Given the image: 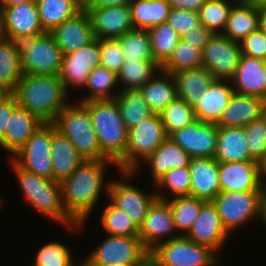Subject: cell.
Masks as SVG:
<instances>
[{"label":"cell","instance_id":"60","mask_svg":"<svg viewBox=\"0 0 266 266\" xmlns=\"http://www.w3.org/2000/svg\"><path fill=\"white\" fill-rule=\"evenodd\" d=\"M82 9H86L93 0H74Z\"/></svg>","mask_w":266,"mask_h":266},{"label":"cell","instance_id":"7","mask_svg":"<svg viewBox=\"0 0 266 266\" xmlns=\"http://www.w3.org/2000/svg\"><path fill=\"white\" fill-rule=\"evenodd\" d=\"M168 138L159 114L154 113L128 131L125 150V171L118 170L127 178H134L142 163Z\"/></svg>","mask_w":266,"mask_h":266},{"label":"cell","instance_id":"35","mask_svg":"<svg viewBox=\"0 0 266 266\" xmlns=\"http://www.w3.org/2000/svg\"><path fill=\"white\" fill-rule=\"evenodd\" d=\"M114 99L119 106L121 117L128 130L154 114L144 100L140 89L120 90Z\"/></svg>","mask_w":266,"mask_h":266},{"label":"cell","instance_id":"57","mask_svg":"<svg viewBox=\"0 0 266 266\" xmlns=\"http://www.w3.org/2000/svg\"><path fill=\"white\" fill-rule=\"evenodd\" d=\"M260 222L266 227V185H264L263 187V193L261 199Z\"/></svg>","mask_w":266,"mask_h":266},{"label":"cell","instance_id":"46","mask_svg":"<svg viewBox=\"0 0 266 266\" xmlns=\"http://www.w3.org/2000/svg\"><path fill=\"white\" fill-rule=\"evenodd\" d=\"M250 157L261 163L266 157V116L244 126Z\"/></svg>","mask_w":266,"mask_h":266},{"label":"cell","instance_id":"55","mask_svg":"<svg viewBox=\"0 0 266 266\" xmlns=\"http://www.w3.org/2000/svg\"><path fill=\"white\" fill-rule=\"evenodd\" d=\"M132 0H93L87 8H104L128 5Z\"/></svg>","mask_w":266,"mask_h":266},{"label":"cell","instance_id":"42","mask_svg":"<svg viewBox=\"0 0 266 266\" xmlns=\"http://www.w3.org/2000/svg\"><path fill=\"white\" fill-rule=\"evenodd\" d=\"M101 224L103 229L112 236H138L139 228L131 217L122 209L116 207L110 200L105 207Z\"/></svg>","mask_w":266,"mask_h":266},{"label":"cell","instance_id":"33","mask_svg":"<svg viewBox=\"0 0 266 266\" xmlns=\"http://www.w3.org/2000/svg\"><path fill=\"white\" fill-rule=\"evenodd\" d=\"M129 6L134 28L144 30L165 23L171 11L167 0H132Z\"/></svg>","mask_w":266,"mask_h":266},{"label":"cell","instance_id":"22","mask_svg":"<svg viewBox=\"0 0 266 266\" xmlns=\"http://www.w3.org/2000/svg\"><path fill=\"white\" fill-rule=\"evenodd\" d=\"M190 196L212 201L220 192L219 162L214 158L190 159Z\"/></svg>","mask_w":266,"mask_h":266},{"label":"cell","instance_id":"39","mask_svg":"<svg viewBox=\"0 0 266 266\" xmlns=\"http://www.w3.org/2000/svg\"><path fill=\"white\" fill-rule=\"evenodd\" d=\"M117 39L125 61H155L148 30L134 28Z\"/></svg>","mask_w":266,"mask_h":266},{"label":"cell","instance_id":"48","mask_svg":"<svg viewBox=\"0 0 266 266\" xmlns=\"http://www.w3.org/2000/svg\"><path fill=\"white\" fill-rule=\"evenodd\" d=\"M32 266H76L71 251L59 242L42 246Z\"/></svg>","mask_w":266,"mask_h":266},{"label":"cell","instance_id":"21","mask_svg":"<svg viewBox=\"0 0 266 266\" xmlns=\"http://www.w3.org/2000/svg\"><path fill=\"white\" fill-rule=\"evenodd\" d=\"M3 16L5 38L13 39L22 35H41V26L36 1L21 3L11 7H0Z\"/></svg>","mask_w":266,"mask_h":266},{"label":"cell","instance_id":"9","mask_svg":"<svg viewBox=\"0 0 266 266\" xmlns=\"http://www.w3.org/2000/svg\"><path fill=\"white\" fill-rule=\"evenodd\" d=\"M149 254L139 236L108 235L81 264L83 266L149 265Z\"/></svg>","mask_w":266,"mask_h":266},{"label":"cell","instance_id":"59","mask_svg":"<svg viewBox=\"0 0 266 266\" xmlns=\"http://www.w3.org/2000/svg\"><path fill=\"white\" fill-rule=\"evenodd\" d=\"M260 168H261V179H262V183H263V185H266V181H265L266 180V157L260 163ZM263 177H265V178H263Z\"/></svg>","mask_w":266,"mask_h":266},{"label":"cell","instance_id":"63","mask_svg":"<svg viewBox=\"0 0 266 266\" xmlns=\"http://www.w3.org/2000/svg\"><path fill=\"white\" fill-rule=\"evenodd\" d=\"M114 266H148V265H125V264H115Z\"/></svg>","mask_w":266,"mask_h":266},{"label":"cell","instance_id":"8","mask_svg":"<svg viewBox=\"0 0 266 266\" xmlns=\"http://www.w3.org/2000/svg\"><path fill=\"white\" fill-rule=\"evenodd\" d=\"M216 252L180 235L158 244L149 254L150 266H216Z\"/></svg>","mask_w":266,"mask_h":266},{"label":"cell","instance_id":"37","mask_svg":"<svg viewBox=\"0 0 266 266\" xmlns=\"http://www.w3.org/2000/svg\"><path fill=\"white\" fill-rule=\"evenodd\" d=\"M23 76L21 58L11 39L0 42V86L8 93H13Z\"/></svg>","mask_w":266,"mask_h":266},{"label":"cell","instance_id":"12","mask_svg":"<svg viewBox=\"0 0 266 266\" xmlns=\"http://www.w3.org/2000/svg\"><path fill=\"white\" fill-rule=\"evenodd\" d=\"M240 43L222 34H214L202 49V66L214 79L231 80L241 57Z\"/></svg>","mask_w":266,"mask_h":266},{"label":"cell","instance_id":"62","mask_svg":"<svg viewBox=\"0 0 266 266\" xmlns=\"http://www.w3.org/2000/svg\"><path fill=\"white\" fill-rule=\"evenodd\" d=\"M9 93L3 88L0 86V101L6 97Z\"/></svg>","mask_w":266,"mask_h":266},{"label":"cell","instance_id":"14","mask_svg":"<svg viewBox=\"0 0 266 266\" xmlns=\"http://www.w3.org/2000/svg\"><path fill=\"white\" fill-rule=\"evenodd\" d=\"M173 232H176V228L170 205L166 200L157 198L149 207L143 224L139 227V239L150 252L158 244L180 236L179 233Z\"/></svg>","mask_w":266,"mask_h":266},{"label":"cell","instance_id":"26","mask_svg":"<svg viewBox=\"0 0 266 266\" xmlns=\"http://www.w3.org/2000/svg\"><path fill=\"white\" fill-rule=\"evenodd\" d=\"M234 92L231 80L214 79L194 108L196 120L216 124Z\"/></svg>","mask_w":266,"mask_h":266},{"label":"cell","instance_id":"34","mask_svg":"<svg viewBox=\"0 0 266 266\" xmlns=\"http://www.w3.org/2000/svg\"><path fill=\"white\" fill-rule=\"evenodd\" d=\"M155 193L158 199L166 200L169 203L176 231L179 232V235L185 236L198 218L201 207L206 201L192 196L174 197L171 200L160 190Z\"/></svg>","mask_w":266,"mask_h":266},{"label":"cell","instance_id":"11","mask_svg":"<svg viewBox=\"0 0 266 266\" xmlns=\"http://www.w3.org/2000/svg\"><path fill=\"white\" fill-rule=\"evenodd\" d=\"M12 156V160L26 171L53 180L51 123L42 124Z\"/></svg>","mask_w":266,"mask_h":266},{"label":"cell","instance_id":"51","mask_svg":"<svg viewBox=\"0 0 266 266\" xmlns=\"http://www.w3.org/2000/svg\"><path fill=\"white\" fill-rule=\"evenodd\" d=\"M239 43L243 55L266 61V36L260 29L250 33Z\"/></svg>","mask_w":266,"mask_h":266},{"label":"cell","instance_id":"38","mask_svg":"<svg viewBox=\"0 0 266 266\" xmlns=\"http://www.w3.org/2000/svg\"><path fill=\"white\" fill-rule=\"evenodd\" d=\"M118 83L117 73L101 65L97 66L90 71L84 86L85 89H89V93L91 91V94L77 101L81 103L90 100L114 99L120 91L114 93L112 89Z\"/></svg>","mask_w":266,"mask_h":266},{"label":"cell","instance_id":"31","mask_svg":"<svg viewBox=\"0 0 266 266\" xmlns=\"http://www.w3.org/2000/svg\"><path fill=\"white\" fill-rule=\"evenodd\" d=\"M244 127H219L214 159L217 162L253 160L247 148Z\"/></svg>","mask_w":266,"mask_h":266},{"label":"cell","instance_id":"53","mask_svg":"<svg viewBox=\"0 0 266 266\" xmlns=\"http://www.w3.org/2000/svg\"><path fill=\"white\" fill-rule=\"evenodd\" d=\"M17 105L16 98L12 93L0 101V140L5 136L12 111Z\"/></svg>","mask_w":266,"mask_h":266},{"label":"cell","instance_id":"16","mask_svg":"<svg viewBox=\"0 0 266 266\" xmlns=\"http://www.w3.org/2000/svg\"><path fill=\"white\" fill-rule=\"evenodd\" d=\"M219 183L221 192L263 191L260 163L219 162Z\"/></svg>","mask_w":266,"mask_h":266},{"label":"cell","instance_id":"4","mask_svg":"<svg viewBox=\"0 0 266 266\" xmlns=\"http://www.w3.org/2000/svg\"><path fill=\"white\" fill-rule=\"evenodd\" d=\"M12 169L23 191L24 199L41 214L57 220L71 231L85 227V223L77 224L66 212L62 202V188L57 181L26 171L10 159Z\"/></svg>","mask_w":266,"mask_h":266},{"label":"cell","instance_id":"25","mask_svg":"<svg viewBox=\"0 0 266 266\" xmlns=\"http://www.w3.org/2000/svg\"><path fill=\"white\" fill-rule=\"evenodd\" d=\"M260 15L261 0H235L222 35L240 42L259 29Z\"/></svg>","mask_w":266,"mask_h":266},{"label":"cell","instance_id":"50","mask_svg":"<svg viewBox=\"0 0 266 266\" xmlns=\"http://www.w3.org/2000/svg\"><path fill=\"white\" fill-rule=\"evenodd\" d=\"M168 24L180 35L200 25L199 14L195 11L171 9Z\"/></svg>","mask_w":266,"mask_h":266},{"label":"cell","instance_id":"27","mask_svg":"<svg viewBox=\"0 0 266 266\" xmlns=\"http://www.w3.org/2000/svg\"><path fill=\"white\" fill-rule=\"evenodd\" d=\"M42 124L44 122L36 115L17 105L12 111L5 136L0 140V147L14 155Z\"/></svg>","mask_w":266,"mask_h":266},{"label":"cell","instance_id":"28","mask_svg":"<svg viewBox=\"0 0 266 266\" xmlns=\"http://www.w3.org/2000/svg\"><path fill=\"white\" fill-rule=\"evenodd\" d=\"M51 156L53 181L61 183L84 161L71 142L51 123Z\"/></svg>","mask_w":266,"mask_h":266},{"label":"cell","instance_id":"56","mask_svg":"<svg viewBox=\"0 0 266 266\" xmlns=\"http://www.w3.org/2000/svg\"><path fill=\"white\" fill-rule=\"evenodd\" d=\"M259 29L266 36V1L265 0H261V15L259 19Z\"/></svg>","mask_w":266,"mask_h":266},{"label":"cell","instance_id":"10","mask_svg":"<svg viewBox=\"0 0 266 266\" xmlns=\"http://www.w3.org/2000/svg\"><path fill=\"white\" fill-rule=\"evenodd\" d=\"M263 191L220 192L213 200L225 229L232 234L246 222L260 219Z\"/></svg>","mask_w":266,"mask_h":266},{"label":"cell","instance_id":"20","mask_svg":"<svg viewBox=\"0 0 266 266\" xmlns=\"http://www.w3.org/2000/svg\"><path fill=\"white\" fill-rule=\"evenodd\" d=\"M86 10L96 39L118 38L134 29L129 4Z\"/></svg>","mask_w":266,"mask_h":266},{"label":"cell","instance_id":"32","mask_svg":"<svg viewBox=\"0 0 266 266\" xmlns=\"http://www.w3.org/2000/svg\"><path fill=\"white\" fill-rule=\"evenodd\" d=\"M158 73L140 88L144 100L156 114H160L178 97L174 76L161 69Z\"/></svg>","mask_w":266,"mask_h":266},{"label":"cell","instance_id":"40","mask_svg":"<svg viewBox=\"0 0 266 266\" xmlns=\"http://www.w3.org/2000/svg\"><path fill=\"white\" fill-rule=\"evenodd\" d=\"M161 66L156 61H125L117 73L122 89H140L159 70Z\"/></svg>","mask_w":266,"mask_h":266},{"label":"cell","instance_id":"61","mask_svg":"<svg viewBox=\"0 0 266 266\" xmlns=\"http://www.w3.org/2000/svg\"><path fill=\"white\" fill-rule=\"evenodd\" d=\"M5 38L4 30H3V16L2 10L0 9V42Z\"/></svg>","mask_w":266,"mask_h":266},{"label":"cell","instance_id":"52","mask_svg":"<svg viewBox=\"0 0 266 266\" xmlns=\"http://www.w3.org/2000/svg\"><path fill=\"white\" fill-rule=\"evenodd\" d=\"M213 35L214 33L211 30L206 29L200 24L199 26L184 33L180 39L202 50Z\"/></svg>","mask_w":266,"mask_h":266},{"label":"cell","instance_id":"30","mask_svg":"<svg viewBox=\"0 0 266 266\" xmlns=\"http://www.w3.org/2000/svg\"><path fill=\"white\" fill-rule=\"evenodd\" d=\"M174 76L178 97L186 101L193 109L214 78L211 72L203 67L184 69L172 74Z\"/></svg>","mask_w":266,"mask_h":266},{"label":"cell","instance_id":"49","mask_svg":"<svg viewBox=\"0 0 266 266\" xmlns=\"http://www.w3.org/2000/svg\"><path fill=\"white\" fill-rule=\"evenodd\" d=\"M100 65L118 73L122 64L125 62L117 38L99 39Z\"/></svg>","mask_w":266,"mask_h":266},{"label":"cell","instance_id":"19","mask_svg":"<svg viewBox=\"0 0 266 266\" xmlns=\"http://www.w3.org/2000/svg\"><path fill=\"white\" fill-rule=\"evenodd\" d=\"M50 33L63 55L72 53L95 39L90 16L86 9H81Z\"/></svg>","mask_w":266,"mask_h":266},{"label":"cell","instance_id":"17","mask_svg":"<svg viewBox=\"0 0 266 266\" xmlns=\"http://www.w3.org/2000/svg\"><path fill=\"white\" fill-rule=\"evenodd\" d=\"M108 197L116 207L125 211L139 228L143 224L149 207L157 199V194L155 192L147 194L127 181L112 180Z\"/></svg>","mask_w":266,"mask_h":266},{"label":"cell","instance_id":"36","mask_svg":"<svg viewBox=\"0 0 266 266\" xmlns=\"http://www.w3.org/2000/svg\"><path fill=\"white\" fill-rule=\"evenodd\" d=\"M36 5L45 32H51L82 9L74 0H36Z\"/></svg>","mask_w":266,"mask_h":266},{"label":"cell","instance_id":"6","mask_svg":"<svg viewBox=\"0 0 266 266\" xmlns=\"http://www.w3.org/2000/svg\"><path fill=\"white\" fill-rule=\"evenodd\" d=\"M53 124L84 160L107 159L101 153L90 114L82 103L68 104L58 113Z\"/></svg>","mask_w":266,"mask_h":266},{"label":"cell","instance_id":"23","mask_svg":"<svg viewBox=\"0 0 266 266\" xmlns=\"http://www.w3.org/2000/svg\"><path fill=\"white\" fill-rule=\"evenodd\" d=\"M266 100L234 92L229 104L224 109L219 121V127H244L265 115Z\"/></svg>","mask_w":266,"mask_h":266},{"label":"cell","instance_id":"54","mask_svg":"<svg viewBox=\"0 0 266 266\" xmlns=\"http://www.w3.org/2000/svg\"><path fill=\"white\" fill-rule=\"evenodd\" d=\"M171 9H181L199 12L207 0H167Z\"/></svg>","mask_w":266,"mask_h":266},{"label":"cell","instance_id":"2","mask_svg":"<svg viewBox=\"0 0 266 266\" xmlns=\"http://www.w3.org/2000/svg\"><path fill=\"white\" fill-rule=\"evenodd\" d=\"M17 104L44 123H53L68 105V93L59 75L23 74L12 93Z\"/></svg>","mask_w":266,"mask_h":266},{"label":"cell","instance_id":"18","mask_svg":"<svg viewBox=\"0 0 266 266\" xmlns=\"http://www.w3.org/2000/svg\"><path fill=\"white\" fill-rule=\"evenodd\" d=\"M231 234L225 229L212 201H206L185 235L191 241L218 252Z\"/></svg>","mask_w":266,"mask_h":266},{"label":"cell","instance_id":"15","mask_svg":"<svg viewBox=\"0 0 266 266\" xmlns=\"http://www.w3.org/2000/svg\"><path fill=\"white\" fill-rule=\"evenodd\" d=\"M191 158H214L218 140V126L199 120L169 136Z\"/></svg>","mask_w":266,"mask_h":266},{"label":"cell","instance_id":"58","mask_svg":"<svg viewBox=\"0 0 266 266\" xmlns=\"http://www.w3.org/2000/svg\"><path fill=\"white\" fill-rule=\"evenodd\" d=\"M36 0H0V7H11L21 3L32 2Z\"/></svg>","mask_w":266,"mask_h":266},{"label":"cell","instance_id":"41","mask_svg":"<svg viewBox=\"0 0 266 266\" xmlns=\"http://www.w3.org/2000/svg\"><path fill=\"white\" fill-rule=\"evenodd\" d=\"M155 61L162 66L178 46L180 35L167 22L148 29Z\"/></svg>","mask_w":266,"mask_h":266},{"label":"cell","instance_id":"29","mask_svg":"<svg viewBox=\"0 0 266 266\" xmlns=\"http://www.w3.org/2000/svg\"><path fill=\"white\" fill-rule=\"evenodd\" d=\"M191 157L170 137L162 142L143 162L150 165L152 182L171 169L189 167Z\"/></svg>","mask_w":266,"mask_h":266},{"label":"cell","instance_id":"47","mask_svg":"<svg viewBox=\"0 0 266 266\" xmlns=\"http://www.w3.org/2000/svg\"><path fill=\"white\" fill-rule=\"evenodd\" d=\"M190 170L189 167L171 169L160 177L154 186L158 189L170 191L172 197L190 196ZM160 187V188H159Z\"/></svg>","mask_w":266,"mask_h":266},{"label":"cell","instance_id":"5","mask_svg":"<svg viewBox=\"0 0 266 266\" xmlns=\"http://www.w3.org/2000/svg\"><path fill=\"white\" fill-rule=\"evenodd\" d=\"M21 58L23 74L59 75L63 53L50 32L12 39Z\"/></svg>","mask_w":266,"mask_h":266},{"label":"cell","instance_id":"13","mask_svg":"<svg viewBox=\"0 0 266 266\" xmlns=\"http://www.w3.org/2000/svg\"><path fill=\"white\" fill-rule=\"evenodd\" d=\"M100 66L99 39L80 49L63 55L59 73L65 90L69 93L72 87H84L91 70Z\"/></svg>","mask_w":266,"mask_h":266},{"label":"cell","instance_id":"1","mask_svg":"<svg viewBox=\"0 0 266 266\" xmlns=\"http://www.w3.org/2000/svg\"><path fill=\"white\" fill-rule=\"evenodd\" d=\"M109 162L117 166L109 159L84 160L70 177L60 183L64 208L77 224L86 223L103 189L108 196L110 182L105 184L104 178Z\"/></svg>","mask_w":266,"mask_h":266},{"label":"cell","instance_id":"43","mask_svg":"<svg viewBox=\"0 0 266 266\" xmlns=\"http://www.w3.org/2000/svg\"><path fill=\"white\" fill-rule=\"evenodd\" d=\"M233 5V0H207L198 12L200 24L214 34H222Z\"/></svg>","mask_w":266,"mask_h":266},{"label":"cell","instance_id":"44","mask_svg":"<svg viewBox=\"0 0 266 266\" xmlns=\"http://www.w3.org/2000/svg\"><path fill=\"white\" fill-rule=\"evenodd\" d=\"M159 115L168 137L196 121L194 109L179 97L173 100Z\"/></svg>","mask_w":266,"mask_h":266},{"label":"cell","instance_id":"24","mask_svg":"<svg viewBox=\"0 0 266 266\" xmlns=\"http://www.w3.org/2000/svg\"><path fill=\"white\" fill-rule=\"evenodd\" d=\"M231 83L236 93L266 100V61L242 54Z\"/></svg>","mask_w":266,"mask_h":266},{"label":"cell","instance_id":"45","mask_svg":"<svg viewBox=\"0 0 266 266\" xmlns=\"http://www.w3.org/2000/svg\"><path fill=\"white\" fill-rule=\"evenodd\" d=\"M202 66V50L180 39L168 60L161 66L166 73H176L184 69Z\"/></svg>","mask_w":266,"mask_h":266},{"label":"cell","instance_id":"3","mask_svg":"<svg viewBox=\"0 0 266 266\" xmlns=\"http://www.w3.org/2000/svg\"><path fill=\"white\" fill-rule=\"evenodd\" d=\"M81 103L88 109L101 153L117 164V170L125 171L129 130L121 117L116 100H90Z\"/></svg>","mask_w":266,"mask_h":266}]
</instances>
